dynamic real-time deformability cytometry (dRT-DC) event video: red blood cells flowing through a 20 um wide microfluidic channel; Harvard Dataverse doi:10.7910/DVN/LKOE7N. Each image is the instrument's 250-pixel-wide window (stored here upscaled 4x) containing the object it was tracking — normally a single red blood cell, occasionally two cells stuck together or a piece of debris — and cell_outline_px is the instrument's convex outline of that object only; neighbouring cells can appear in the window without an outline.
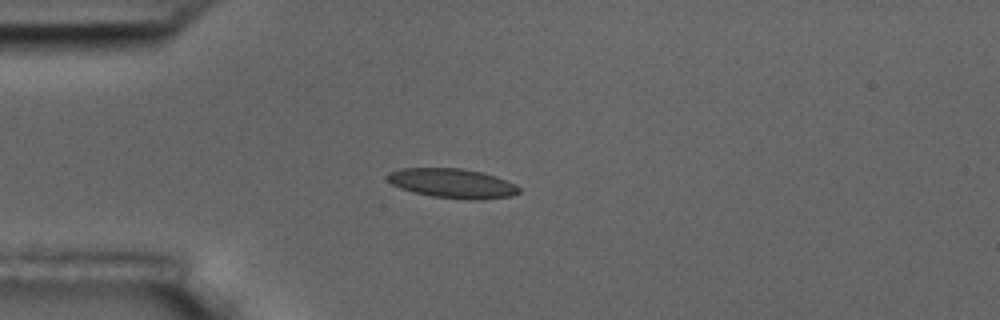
{"species": "common noctule bat (a hibernating species)", "species_latin": "Nyctalus noctula", "temperature_condition": "room temperature", "stored_images_in_passage": 3, "camera_frame_rate_fps": 3000, "um_per_image_px": 0.085, "animal": {"sex": "male", "body_mass_g": 17.5, "forearm_length_mm": 52.3}, "frame": {"image": 1, "passage_image": 2, "time_ms": 1.0, "image_size_px": [1000, 320], "cell_outline_px": [[520, 192], [512, 196], [480, 200], [468, 200], [432, 196], [412, 192], [400, 188], [392, 184], [384, 176], [388, 172], [400, 168], [460, 168], [480, 172], [496, 176], [520, 188]], "centroid_in_image_um": [38.4, 15.58], "position_along_channel_um": 46.6, "area_um2": 22.66}}
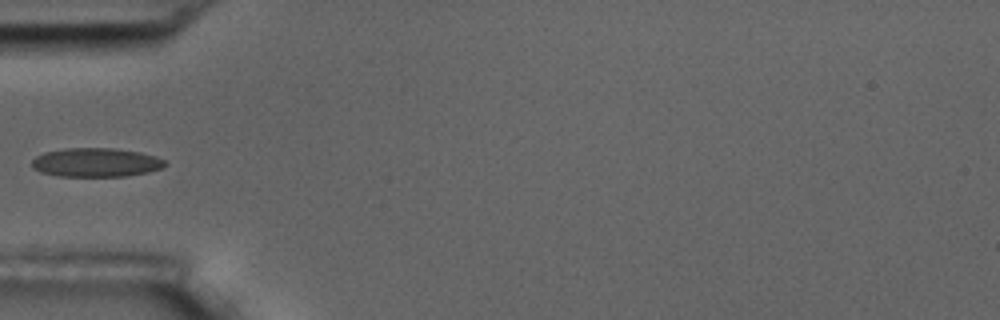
{"frame": {"image": 2, "passage_image": 3, "time_ms": 2.333, "image_size_px": [1000, 320], "cell_outline_px": [[168, 164], [164, 168], [148, 172], [124, 176], [56, 176], [40, 172], [32, 168], [32, 160], [36, 156], [44, 152], [64, 148], [112, 148], [140, 152], [156, 156], [164, 160]], "centroid_in_image_um": [8.16, 13.81], "position_along_channel_um": 76.8, "area_um2": 22.6}}